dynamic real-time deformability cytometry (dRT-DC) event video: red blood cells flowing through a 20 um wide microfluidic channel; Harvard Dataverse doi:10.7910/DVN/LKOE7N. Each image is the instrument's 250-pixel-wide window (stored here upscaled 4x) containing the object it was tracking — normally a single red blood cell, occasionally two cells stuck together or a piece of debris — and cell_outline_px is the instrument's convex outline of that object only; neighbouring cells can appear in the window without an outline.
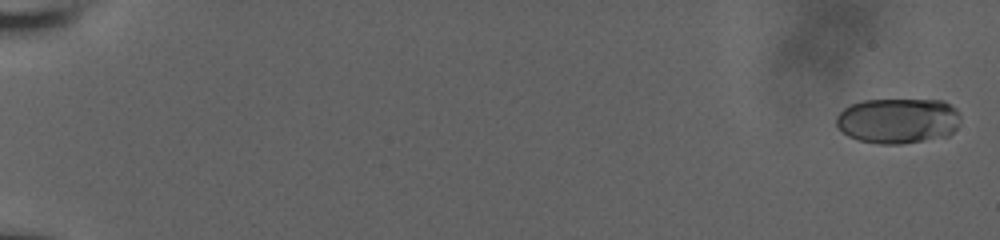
{"species": "human", "species_latin": "Homo sapiens", "temperature_condition": "room temperature", "stored_images_in_passage": 24, "camera_frame_rate_fps": 3000, "um_per_image_px": 0.085, "donor": {"sex": "male"}, "frame": {"image": 1, "passage_image": 2, "time_ms": 0.333, "image_size_px": [1000, 240], "cell_outline_px": [[960, 116], [956, 128], [948, 136], [900, 144], [876, 144], [860, 140], [848, 136], [836, 124], [836, 116], [844, 108], [852, 104], [864, 100], [944, 100], [956, 108]], "centroid_in_image_um": [76.34, 10.26], "position_along_channel_um": 8.7, "area_um2": 32.83}}
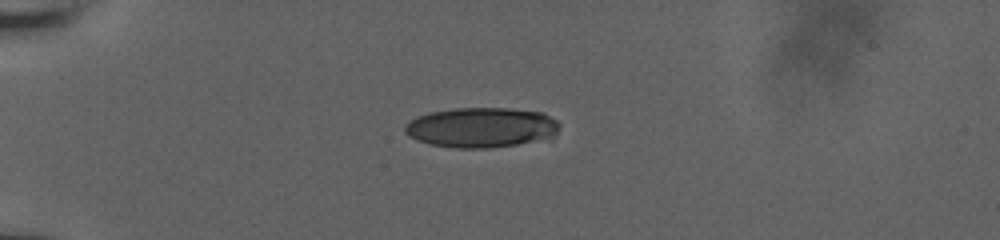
{"frame": {"image": 2, "passage_image": 18, "time_ms": 5.667, "image_size_px": [1000, 240], "cell_outline_px": [[560, 128], [552, 140], [488, 148], [456, 148], [432, 144], [408, 136], [404, 132], [404, 128], [412, 120], [428, 112], [456, 108], [508, 108], [544, 112], [556, 120], [560, 124]], "centroid_in_image_um": [41.03, 10.84], "position_along_channel_um": 44.0, "area_um2": 36.41}}